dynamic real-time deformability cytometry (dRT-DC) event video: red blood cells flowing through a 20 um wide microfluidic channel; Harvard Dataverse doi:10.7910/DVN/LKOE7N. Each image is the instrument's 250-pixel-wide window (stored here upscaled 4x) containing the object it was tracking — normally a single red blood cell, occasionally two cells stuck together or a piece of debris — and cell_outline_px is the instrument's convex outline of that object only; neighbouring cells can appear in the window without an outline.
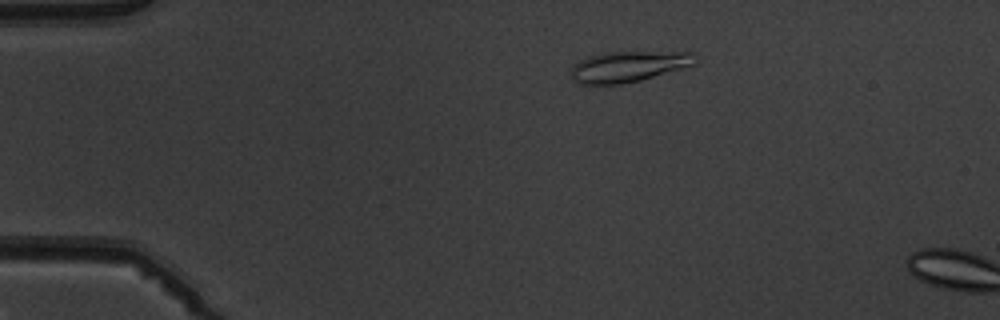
{"species": "common noctule bat (a hibernating species)", "species_latin": "Nyctalus noctula", "temperature_condition": "warm", "stored_images_in_passage": 4, "camera_frame_rate_fps": 3000, "um_per_image_px": 0.085, "animal": {"sex": "male", "body_mass_g": 19.5, "forearm_length_mm": 54.6}, "frame": {"image": 1, "passage_image": 3, "time_ms": 2.333, "image_size_px": [1000, 320], "cell_outline_px": [[696, 64], [640, 80], [620, 84], [580, 84], [572, 80], [572, 64], [588, 56], [608, 52], [696, 52]], "centroid_in_image_um": [53.41, 5.65], "position_along_channel_um": 31.6, "area_um2": 22.2}}